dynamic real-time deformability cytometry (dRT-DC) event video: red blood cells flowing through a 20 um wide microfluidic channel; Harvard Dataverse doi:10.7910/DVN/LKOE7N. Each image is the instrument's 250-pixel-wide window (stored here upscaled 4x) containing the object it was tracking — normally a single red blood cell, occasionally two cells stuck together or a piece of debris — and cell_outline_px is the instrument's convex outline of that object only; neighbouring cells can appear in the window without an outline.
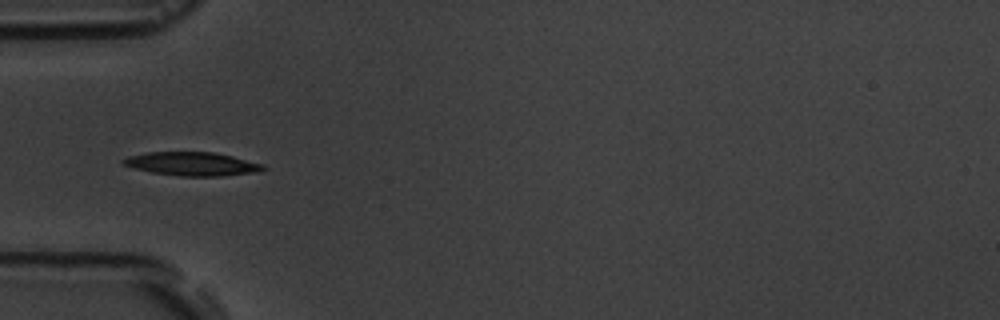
{"species": "common noctule bat (a hibernating species)", "species_latin": "Nyctalus noctula", "temperature_condition": "room temperature", "stored_images_in_passage": 5, "camera_frame_rate_fps": 3000, "um_per_image_px": 0.085, "animal": {"sex": "male", "body_mass_g": 19.5, "forearm_length_mm": 54.6}, "frame": {"image": 1, "passage_image": 3, "time_ms": 3.333, "image_size_px": [1000, 320], "cell_outline_px": [[268, 168], [260, 172], [220, 176], [180, 176], [152, 172], [136, 168], [124, 164], [120, 160], [128, 156], [148, 152], [212, 152], [232, 156], [264, 164]], "centroid_in_image_um": [16.39, 13.93], "position_along_channel_um": 68.6, "area_um2": 19.19}}
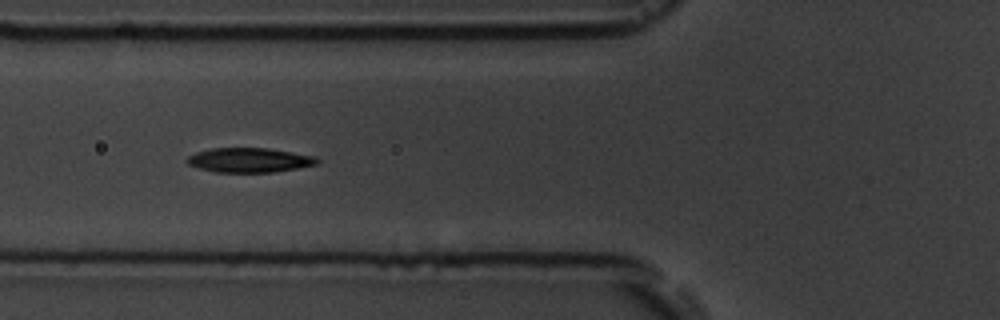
{"frame": {"image": 2, "passage_image": 4, "time_ms": 4.333, "image_size_px": [1000, 320], "cell_outline_px": [[320, 164], [272, 172], [216, 172], [200, 168], [188, 164], [184, 160], [188, 156], [196, 152], [212, 148], [268, 148], [316, 156], [320, 160]], "centroid_in_image_um": [21.21, 13.6], "position_along_channel_um": 104.6, "area_um2": 18.61}}
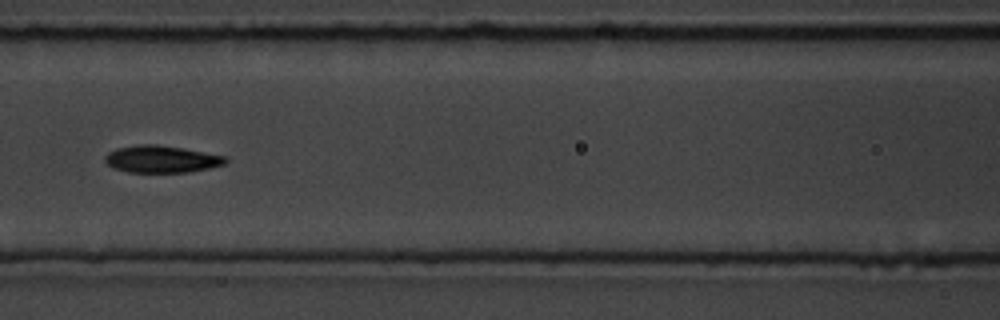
{"frame": {"image": 3, "passage_image": 5, "time_ms": 5.667, "image_size_px": [1000, 320], "cell_outline_px": [[228, 160], [224, 164], [208, 168], [188, 172], [128, 172], [112, 168], [104, 160], [104, 156], [108, 152], [116, 148], [140, 144], [156, 144], [184, 148], [228, 156]], "centroid_in_image_um": [13.72, 13.52], "position_along_channel_um": 152.9, "area_um2": 19.19}}